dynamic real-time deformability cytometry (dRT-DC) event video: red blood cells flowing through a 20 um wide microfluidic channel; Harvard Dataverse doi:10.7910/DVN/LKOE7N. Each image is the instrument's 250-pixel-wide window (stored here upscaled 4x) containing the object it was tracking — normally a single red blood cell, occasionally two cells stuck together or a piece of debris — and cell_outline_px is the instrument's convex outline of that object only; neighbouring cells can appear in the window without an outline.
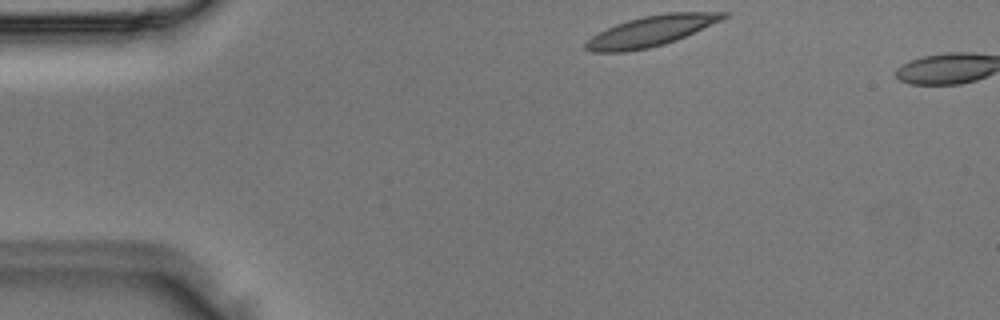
{"species": "Egyptian fruit bat (a non-hibernating species)", "species_latin": "Rousettus aegyptiacus", "temperature_condition": "room temperature", "stored_images_in_passage": 2, "camera_frame_rate_fps": 3000, "um_per_image_px": 0.085, "animal": {"sex": "male"}, "frame": {"image": 1, "passage_image": 1, "time_ms": 0.0, "image_size_px": [1000, 320], "cell_outline_px": [[728, 16], [720, 20], [676, 40], [664, 44], [648, 48], [624, 52], [592, 52], [584, 48], [584, 44], [592, 36], [616, 24], [628, 20], [644, 16], [668, 12], [728, 12]], "centroid_in_image_um": [55.31, 2.64], "position_along_channel_um": 29.7, "area_um2": 23.99}}